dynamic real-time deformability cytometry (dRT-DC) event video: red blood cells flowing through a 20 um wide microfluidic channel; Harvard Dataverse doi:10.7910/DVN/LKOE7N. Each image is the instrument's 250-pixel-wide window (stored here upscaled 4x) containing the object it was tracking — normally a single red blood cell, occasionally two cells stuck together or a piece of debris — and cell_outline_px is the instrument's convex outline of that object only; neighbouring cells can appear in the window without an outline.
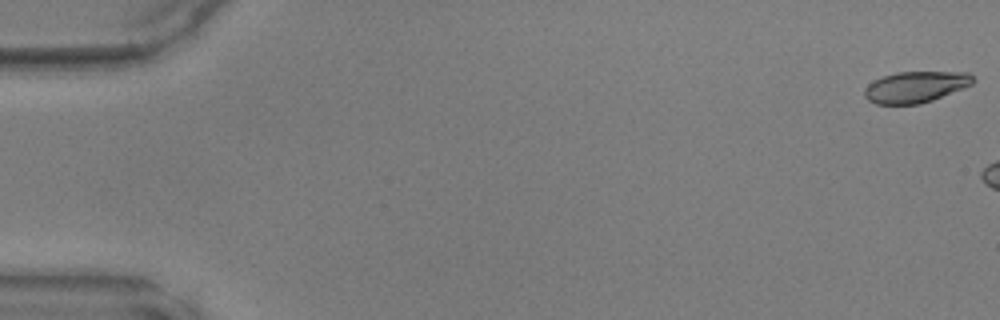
{"species": "common noctule bat (a hibernating species)", "species_latin": "Nyctalus noctula", "temperature_condition": "warm", "stored_images_in_passage": 8, "camera_frame_rate_fps": 3000, "um_per_image_px": 0.085, "animal": {"sex": "male", "body_mass_g": 17.9, "forearm_length_mm": 54.2}, "frame": {"image": 1, "passage_image": 1, "time_ms": 0.0, "image_size_px": [1000, 320], "cell_outline_px": [[976, 80], [972, 84], [932, 100], [920, 104], [876, 104], [868, 100], [864, 96], [864, 88], [868, 84], [884, 76], [896, 72], [968, 72]], "centroid_in_image_um": [77.81, 7.39], "position_along_channel_um": 7.2, "area_um2": 19.59}}